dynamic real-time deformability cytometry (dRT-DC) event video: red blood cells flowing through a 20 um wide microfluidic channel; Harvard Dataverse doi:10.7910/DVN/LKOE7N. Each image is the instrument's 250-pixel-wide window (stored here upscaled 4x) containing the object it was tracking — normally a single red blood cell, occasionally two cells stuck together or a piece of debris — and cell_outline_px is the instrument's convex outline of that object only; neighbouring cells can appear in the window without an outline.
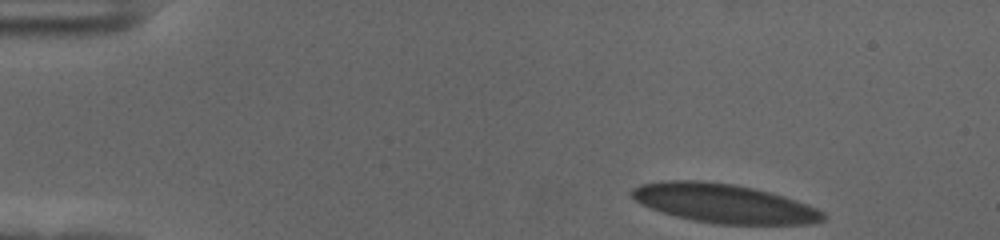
{"species": "human", "species_latin": "Homo sapiens", "temperature_condition": "cold", "stored_images_in_passage": 52, "camera_frame_rate_fps": 3000, "um_per_image_px": 0.085, "donor": {"sex": "female"}, "frame": {"image": 1, "passage_image": 1, "time_ms": 0.0, "image_size_px": [1000, 240], "cell_outline_px": [[828, 216], [824, 220], [808, 224], [716, 224], [692, 220], [676, 216], [640, 204], [628, 192], [632, 188], [640, 184], [668, 180], [700, 180], [732, 184], [752, 188], [784, 196], [796, 200], [816, 208], [824, 212]], "centroid_in_image_um": [61.53, 17.29], "position_along_channel_um": 23.5, "area_um2": 43.35}}
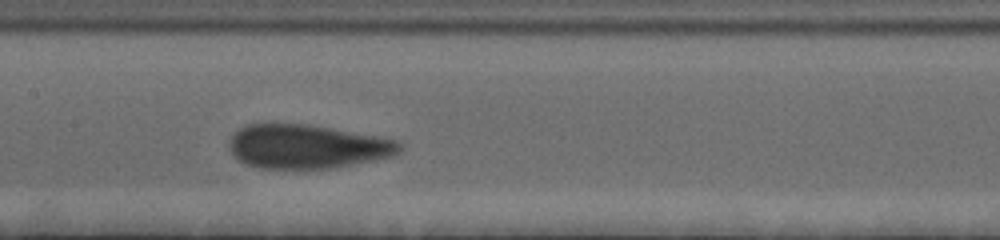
{"frame": {"image": 2, "passage_image": 23, "time_ms": 7.333, "image_size_px": [1000, 240], "cell_outline_px": [[404, 144], [400, 152], [392, 156], [336, 168], [260, 168], [244, 164], [228, 148], [228, 140], [240, 128], [248, 124], [308, 124], [376, 136], [396, 140]], "centroid_in_image_um": [26.11, 12.46], "position_along_channel_um": 181.3, "area_um2": 43.52}}
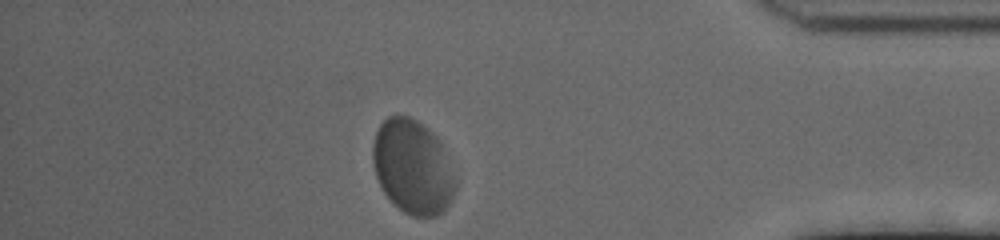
{"frame": {"image": 3, "passage_image": 45, "time_ms": 14.667, "image_size_px": [1000, 240], "cell_outline_px": [[456, 188], [452, 200], [436, 216], [412, 216], [404, 212], [392, 204], [384, 192], [376, 176], [372, 164], [372, 144], [376, 132], [380, 124], [388, 116], [408, 116], [416, 120], [428, 128], [440, 140], [456, 180]], "centroid_in_image_um": [35.06, 14.19], "position_along_channel_um": 400.1, "area_um2": 45.43}, "authors_computed_cell_mechanics": {"area_um2": 43.8413, "velocity_mm_per_s": 3.4057, "shape_relaxation_time_tau1_ms": 3.6699, "shape_relaxation_time_tau2_ms": null, "deformation_change_tau1": 0.1171, "deformation_change_tau2": null}}